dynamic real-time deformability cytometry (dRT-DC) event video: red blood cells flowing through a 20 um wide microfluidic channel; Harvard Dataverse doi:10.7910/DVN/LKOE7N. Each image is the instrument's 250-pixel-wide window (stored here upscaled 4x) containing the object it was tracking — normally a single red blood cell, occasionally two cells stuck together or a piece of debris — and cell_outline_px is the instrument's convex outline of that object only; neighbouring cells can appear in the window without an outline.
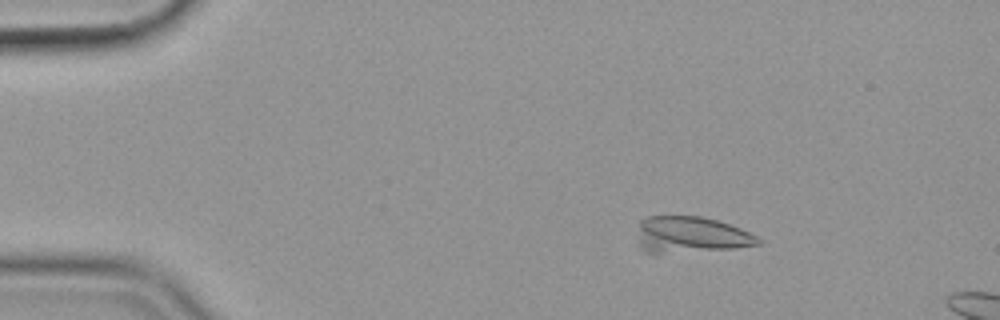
{"species": "common noctule bat (a hibernating species)", "species_latin": "Nyctalus noctula", "temperature_condition": "cold", "stored_images_in_passage": 9, "camera_frame_rate_fps": 3000, "um_per_image_px": 0.085, "animal": {"sex": "female", "body_mass_g": 19.9}, "frame": {"image": 1, "passage_image": 3, "time_ms": 0.667, "image_size_px": [1000, 320], "cell_outline_px": [[764, 240], [760, 244], [736, 248], [660, 252], [644, 252], [640, 248], [640, 220], [648, 216], [700, 216], [716, 220], [740, 228]], "centroid_in_image_um": [58.76, 19.94], "position_along_channel_um": 26.2, "area_um2": 24.91}}